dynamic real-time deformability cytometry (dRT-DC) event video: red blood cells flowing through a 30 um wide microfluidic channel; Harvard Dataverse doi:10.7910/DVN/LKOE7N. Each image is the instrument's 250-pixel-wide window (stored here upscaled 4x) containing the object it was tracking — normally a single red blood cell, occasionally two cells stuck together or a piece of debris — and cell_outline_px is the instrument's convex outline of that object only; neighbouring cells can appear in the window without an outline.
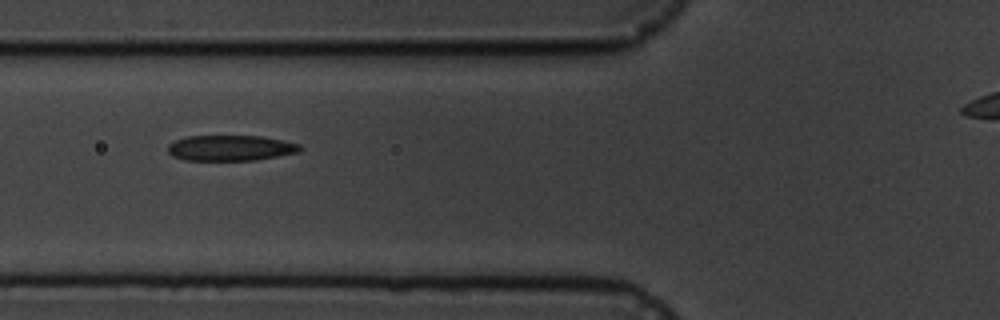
{"species": "common noctule bat (a hibernating species)", "species_latin": "Nyctalus noctula", "temperature_condition": "cold", "stored_images_in_passage": 11, "camera_frame_rate_fps": 3000, "um_per_image_px": 0.085, "animal": {"sex": "male", "body_mass_g": 19.5, "forearm_length_mm": 54.6}, "frame": {"image": 1, "passage_image": 8, "time_ms": 9.0, "image_size_px": [1000, 320], "cell_outline_px": [[304, 148], [300, 152], [256, 160], [184, 160], [172, 156], [168, 152], [168, 144], [176, 140], [188, 136], [260, 136], [300, 144]], "centroid_in_image_um": [19.6, 12.58], "position_along_channel_um": 106.2, "area_um2": 19.71}}
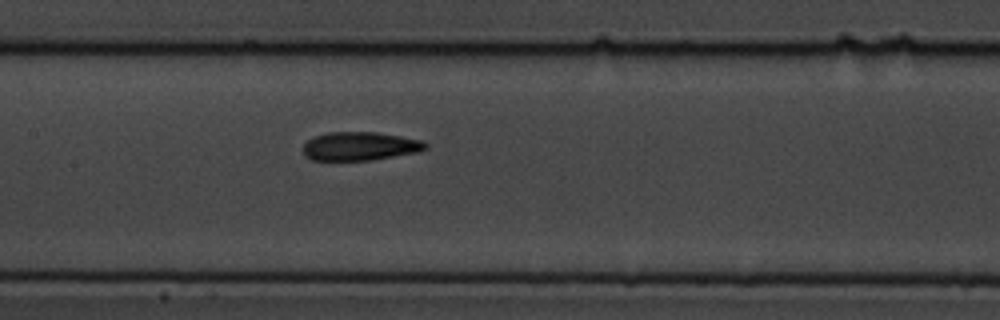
{"frame": {"image": 2, "passage_image": 10, "time_ms": 11.0, "image_size_px": [1000, 320], "cell_outline_px": [[428, 148], [416, 152], [368, 160], [312, 160], [304, 156], [304, 144], [308, 140], [316, 136], [328, 132], [376, 132], [424, 140], [428, 144]], "centroid_in_image_um": [30.6, 12.42], "position_along_channel_um": 176.8, "area_um2": 20.23}}